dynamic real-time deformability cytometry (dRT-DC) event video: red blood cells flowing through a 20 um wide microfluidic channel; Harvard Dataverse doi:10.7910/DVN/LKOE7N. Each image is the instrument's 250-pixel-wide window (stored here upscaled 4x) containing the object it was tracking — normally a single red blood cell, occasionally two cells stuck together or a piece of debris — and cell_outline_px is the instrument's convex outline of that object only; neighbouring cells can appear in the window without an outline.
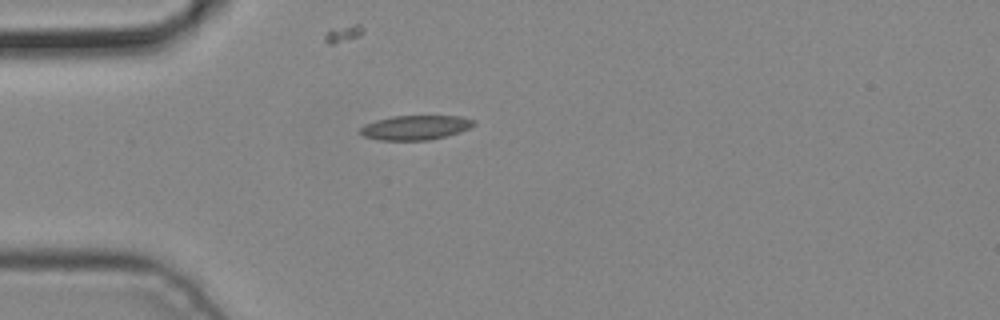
{"species": "common noctule bat (a hibernating species)", "species_latin": "Nyctalus noctula", "temperature_condition": "cold", "stored_images_in_passage": 1, "camera_frame_rate_fps": 3000, "um_per_image_px": 0.085, "animal": {"sex": "male", "body_mass_g": 19.2, "forearm_length_mm": 51.8}, "frame": {"image": 1, "passage_image": 1, "time_ms": 0.0, "image_size_px": [1000, 320], "cell_outline_px": [[476, 124], [460, 132], [428, 140], [380, 140], [364, 136], [360, 132], [360, 128], [364, 124], [376, 120], [392, 116], [460, 116], [476, 120]], "centroid_in_image_um": [35.32, 10.83], "position_along_channel_um": 49.7, "area_um2": 16.13}}